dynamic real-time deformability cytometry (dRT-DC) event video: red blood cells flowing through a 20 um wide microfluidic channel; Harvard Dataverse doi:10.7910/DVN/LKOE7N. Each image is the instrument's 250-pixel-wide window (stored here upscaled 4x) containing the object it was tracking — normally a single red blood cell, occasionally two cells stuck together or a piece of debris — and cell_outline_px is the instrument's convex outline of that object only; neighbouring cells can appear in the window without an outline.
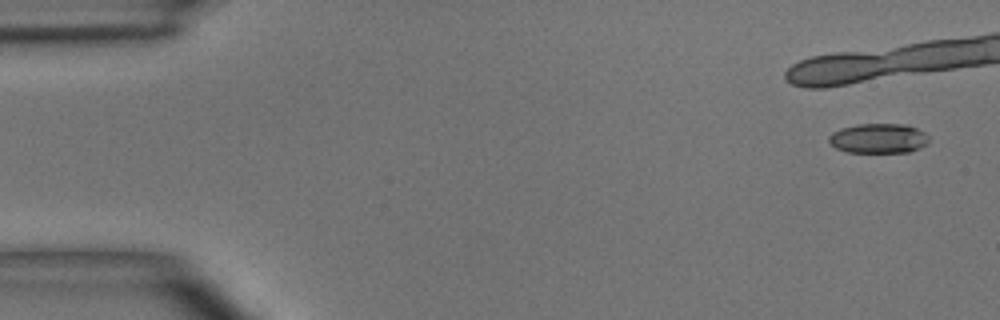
{"species": "common noctule bat (a hibernating species)", "species_latin": "Nyctalus noctula", "temperature_condition": "room temperature", "stored_images_in_passage": 4, "camera_frame_rate_fps": 3000, "um_per_image_px": 0.085, "animal": {"sex": "male", "body_mass_g": 15.6}, "frame": {"image": 1, "passage_image": 1, "time_ms": 0.0, "image_size_px": [1000, 320], "cell_outline_px": [[928, 144], [920, 148], [908, 152], [848, 152], [836, 148], [828, 140], [828, 136], [832, 132], [840, 128], [856, 124], [904, 124], [916, 128], [924, 132], [928, 136]], "centroid_in_image_um": [74.66, 11.76], "position_along_channel_um": 10.3, "area_um2": 17.4}}